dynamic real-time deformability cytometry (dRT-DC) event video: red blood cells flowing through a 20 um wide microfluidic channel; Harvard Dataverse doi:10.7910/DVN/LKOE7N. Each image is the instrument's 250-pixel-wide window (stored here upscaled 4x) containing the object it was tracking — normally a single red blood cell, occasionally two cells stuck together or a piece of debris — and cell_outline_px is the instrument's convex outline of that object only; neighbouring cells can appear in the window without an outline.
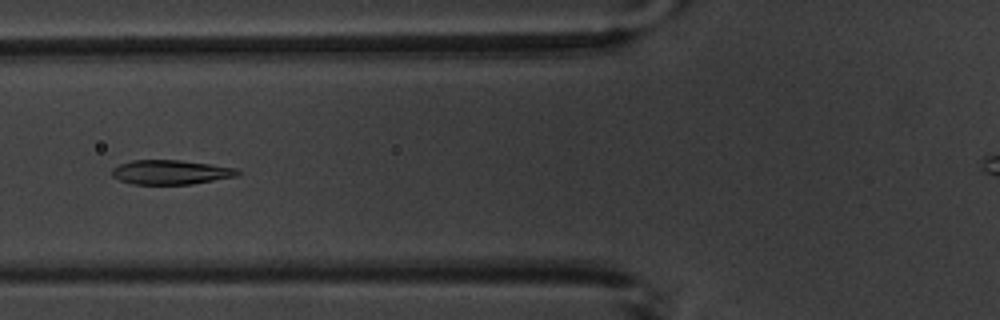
{"species": "common noctule bat (a hibernating species)", "species_latin": "Nyctalus noctula", "temperature_condition": "warm", "stored_images_in_passage": 6, "camera_frame_rate_fps": 3000, "um_per_image_px": 0.085, "animal": {"sex": "male", "body_mass_g": 20.1, "forearm_length_mm": 53.5}, "frame": {"image": 1, "passage_image": 5, "time_ms": 6.0, "image_size_px": [1000, 320], "cell_outline_px": [[240, 172], [236, 176], [192, 184], [132, 184], [120, 180], [112, 176], [112, 168], [120, 164], [132, 160], [180, 160], [236, 168]], "centroid_in_image_um": [14.48, 14.64], "position_along_channel_um": 111.3, "area_um2": 17.69}}
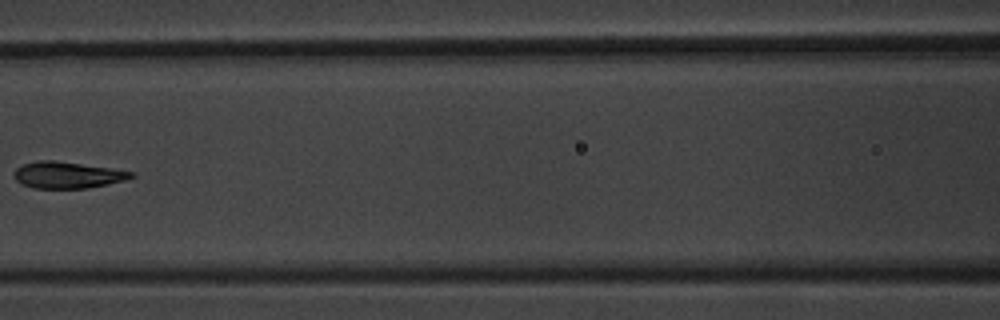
{"frame": {"image": 2, "passage_image": 6, "time_ms": 7.333, "image_size_px": [1000, 320], "cell_outline_px": [[136, 176], [124, 180], [108, 184], [88, 188], [32, 188], [20, 184], [12, 176], [12, 172], [16, 168], [24, 164], [40, 160], [52, 160], [136, 172]], "centroid_in_image_um": [5.69, 14.88], "position_along_channel_um": 160.9, "area_um2": 18.09}}